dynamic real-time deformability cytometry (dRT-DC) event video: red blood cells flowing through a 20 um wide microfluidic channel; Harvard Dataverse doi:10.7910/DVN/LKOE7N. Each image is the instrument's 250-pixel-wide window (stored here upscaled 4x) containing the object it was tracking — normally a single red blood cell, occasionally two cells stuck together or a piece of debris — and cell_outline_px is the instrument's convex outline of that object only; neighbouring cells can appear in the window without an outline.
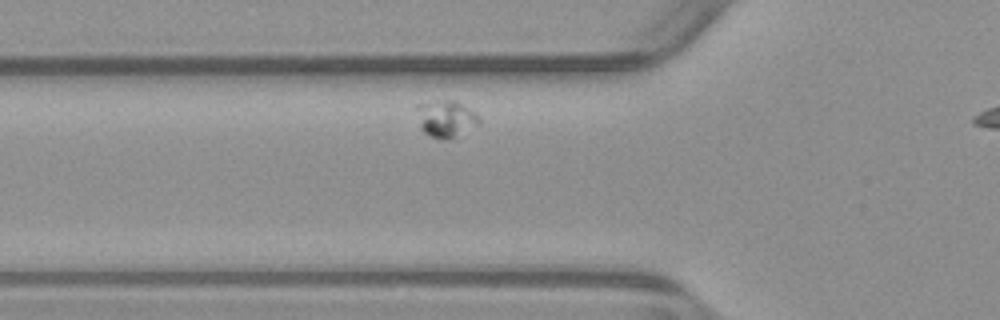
{"species": "common noctule bat (a hibernating species)", "species_latin": "Nyctalus noctula", "temperature_condition": "warm", "stored_images_in_passage": 23, "segment_of_instrument_passage": [1, 2], "camera_frame_rate_fps": 3000, "um_per_image_px": 0.085, "animal": {"sex": "male", "body_mass_g": 23.1, "forearm_length_mm": 52.7}, "frame": {"image": 1, "passage_image": 7, "time_ms": 2.0, "image_size_px": [1000, 320], "cell_outline_px": [[480, 124], [448, 140], [432, 136], [424, 132], [420, 128], [416, 108], [416, 104], [440, 100], [456, 100], [480, 116]], "centroid_in_image_um": [37.9, 10.07], "position_along_channel_um": 87.9, "area_um2": 13.41}}
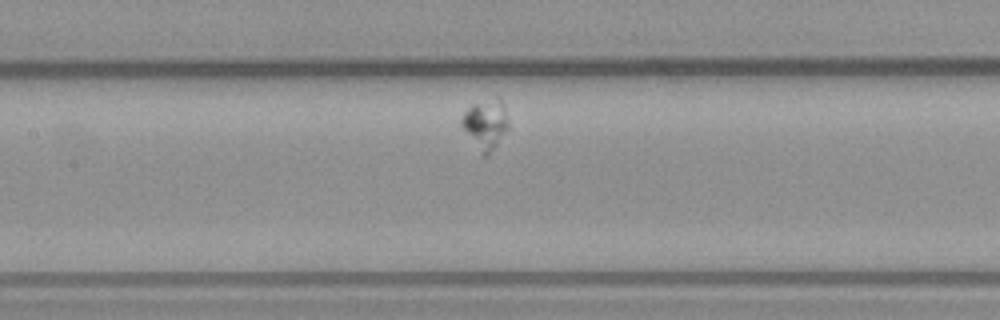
{"frame": {"image": 2, "passage_image": 14, "time_ms": 4.333, "image_size_px": [1000, 320], "cell_outline_px": [[508, 128], [496, 144], [484, 156], [460, 124], [460, 120], [464, 112], [472, 104], [476, 104], [504, 112], [508, 120]], "centroid_in_image_um": [41.16, 10.73], "position_along_channel_um": 166.2, "area_um2": 11.27}}
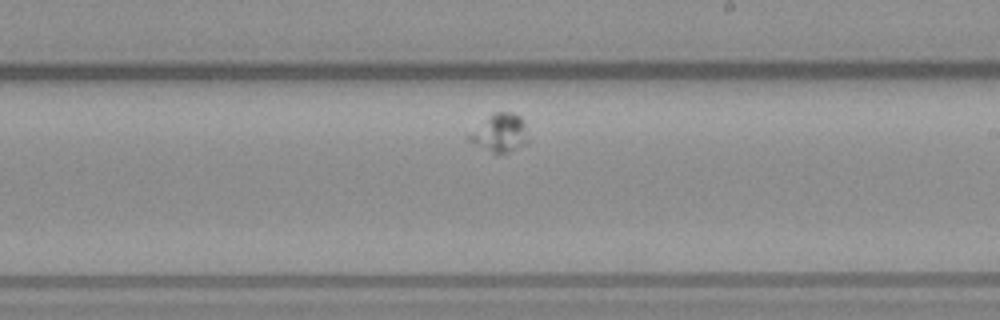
{"frame": {"image": 3, "passage_image": 21, "time_ms": 6.667, "image_size_px": [1000, 320], "cell_outline_px": [[528, 140], [524, 144], [508, 152], [492, 152], [472, 140], [468, 136], [496, 112], [512, 112], [520, 116], [524, 120]], "centroid_in_image_um": [42.61, 11.28], "position_along_channel_um": 246.4, "area_um2": 12.08}}